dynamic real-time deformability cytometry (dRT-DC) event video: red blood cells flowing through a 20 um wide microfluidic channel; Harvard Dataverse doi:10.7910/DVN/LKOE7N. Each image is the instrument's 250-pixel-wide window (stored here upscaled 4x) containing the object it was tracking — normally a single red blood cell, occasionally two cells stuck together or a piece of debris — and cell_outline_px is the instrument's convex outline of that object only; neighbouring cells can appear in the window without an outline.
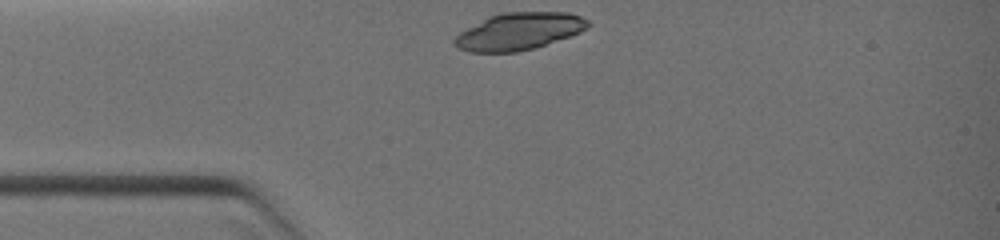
{"species": "common noctule bat (a hibernating species)", "species_latin": "Nyctalus noctula", "temperature_condition": "warm", "stored_images_in_passage": 3, "camera_frame_rate_fps": 3000, "um_per_image_px": 0.085, "animal": {"sex": "female", "body_mass_g": 19.0, "forearm_length_mm": 51.5}, "frame": {"image": 1, "passage_image": 1, "time_ms": 0.0, "image_size_px": [1000, 240], "cell_outline_px": [[592, 24], [588, 28], [580, 32], [536, 48], [516, 52], [468, 52], [452, 44], [452, 40], [460, 32], [488, 16], [504, 12], [568, 12], [580, 16], [588, 20]], "centroid_in_image_um": [44.12, 2.66], "position_along_channel_um": 40.9, "area_um2": 29.02}}